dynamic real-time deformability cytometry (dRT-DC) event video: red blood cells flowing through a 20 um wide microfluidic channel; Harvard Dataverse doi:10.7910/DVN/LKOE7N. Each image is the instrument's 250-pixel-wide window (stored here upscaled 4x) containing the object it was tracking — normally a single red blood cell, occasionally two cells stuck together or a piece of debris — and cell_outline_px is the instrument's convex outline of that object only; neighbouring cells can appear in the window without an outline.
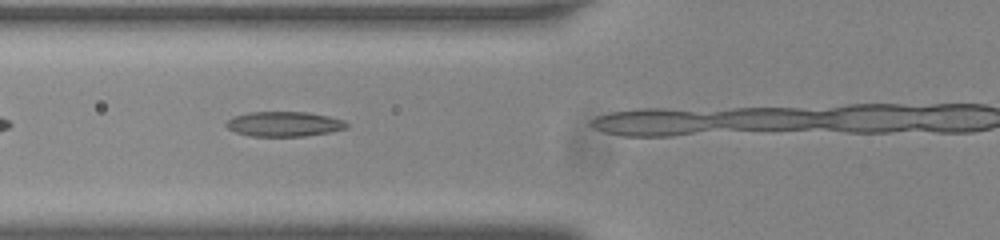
{"species": "common noctule bat (a hibernating species)", "species_latin": "Nyctalus noctula", "temperature_condition": "room temperature", "stored_images_in_passage": 6, "camera_frame_rate_fps": 3000, "um_per_image_px": 0.085, "animal": {"sex": "male", "body_mass_g": 20.0, "forearm_length_mm": 53.3}, "frame": {"image": 1, "passage_image": 4, "time_ms": 1.0, "image_size_px": [1000, 240], "cell_outline_px": [[348, 128], [332, 132], [304, 136], [252, 136], [236, 132], [228, 128], [224, 124], [232, 116], [248, 112], [308, 112], [328, 116], [344, 120], [348, 124]], "centroid_in_image_um": [24.16, 10.54], "position_along_channel_um": 101.6, "area_um2": 17.57}}